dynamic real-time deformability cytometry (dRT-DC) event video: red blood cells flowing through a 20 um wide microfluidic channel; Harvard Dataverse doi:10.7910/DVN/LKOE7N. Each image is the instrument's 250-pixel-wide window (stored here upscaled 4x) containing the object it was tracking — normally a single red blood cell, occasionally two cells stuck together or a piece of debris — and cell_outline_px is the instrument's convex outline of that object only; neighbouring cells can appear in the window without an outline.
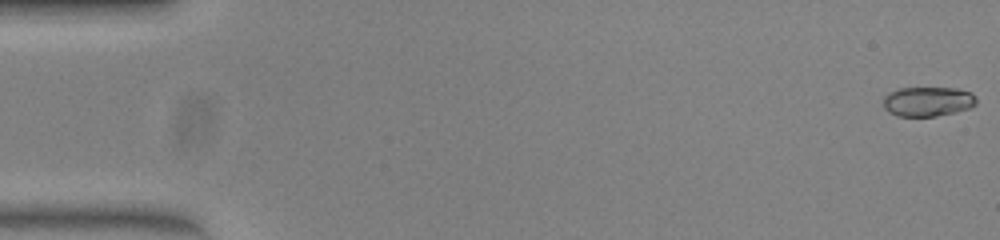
{"species": "common noctule bat (a hibernating species)", "species_latin": "Nyctalus noctula", "temperature_condition": "warm", "stored_images_in_passage": 51, "camera_frame_rate_fps": 3000, "um_per_image_px": 0.085, "animal": {"sex": "female", "body_mass_g": 23.0, "forearm_length_mm": 53.4}, "frame": {"image": 1, "passage_image": 1, "time_ms": 0.0, "image_size_px": [1000, 240], "cell_outline_px": [[976, 104], [968, 108], [956, 112], [936, 116], [896, 116], [888, 112], [884, 108], [884, 96], [888, 92], [900, 88], [956, 88], [972, 92], [976, 96]], "centroid_in_image_um": [78.86, 8.62], "position_along_channel_um": 6.1, "area_um2": 16.18}}
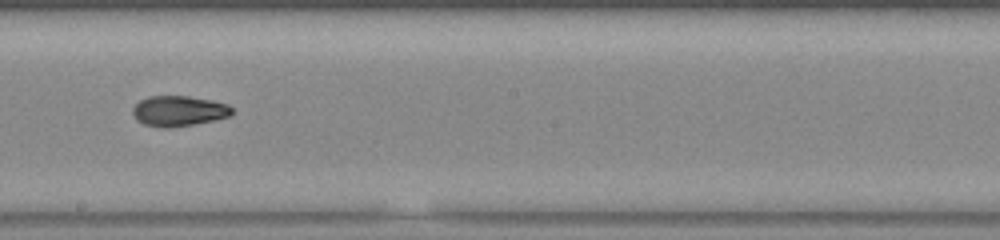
{"frame": {"image": 2, "passage_image": 29, "time_ms": 9.333, "image_size_px": [1000, 240], "cell_outline_px": [[232, 112], [228, 116], [216, 120], [168, 128], [164, 128], [144, 124], [136, 120], [132, 112], [132, 108], [140, 100], [148, 96], [188, 96], [212, 100], [228, 104], [232, 108]], "centroid_in_image_um": [15.17, 9.43], "position_along_channel_um": 233.0, "area_um2": 17.57}}
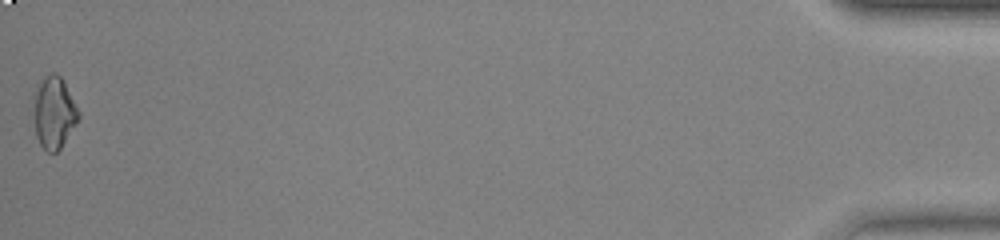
{"frame": {"image": 3, "passage_image": 51, "time_ms": 16.667, "image_size_px": [1000, 240], "cell_outline_px": [[80, 116], [60, 148], [56, 152], [48, 152], [40, 144], [36, 136], [32, 96], [44, 76], [52, 72], [60, 76], [80, 112]], "centroid_in_image_um": [4.56, 9.56], "position_along_channel_um": 430.6, "area_um2": 18.55}, "authors_computed_cell_mechanics": {"area_um2": 17.2822, "velocity_mm_per_s": 4.0735, "shape_relaxation_time_tau1_ms": null, "shape_relaxation_time_tau2_ms": 2.0812, "deformation_change_tau1": null, "deformation_change_tau2": 0.0646}}